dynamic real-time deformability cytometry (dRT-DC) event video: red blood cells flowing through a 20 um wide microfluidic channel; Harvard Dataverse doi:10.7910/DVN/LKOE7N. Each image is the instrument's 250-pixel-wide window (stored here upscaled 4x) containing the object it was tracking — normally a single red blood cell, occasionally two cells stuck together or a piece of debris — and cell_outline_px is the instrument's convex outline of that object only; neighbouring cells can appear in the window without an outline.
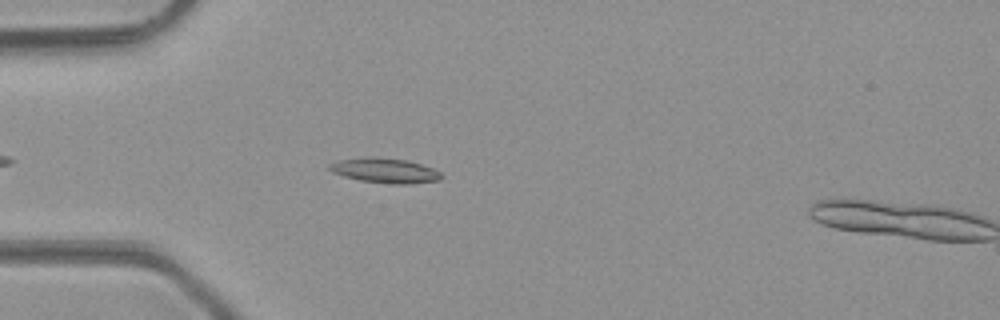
{"species": "common noctule bat (a hibernating species)", "species_latin": "Nyctalus noctula", "temperature_condition": "room temperature", "stored_images_in_passage": 38, "camera_frame_rate_fps": 3000, "um_per_image_px": 0.085, "animal": {"sex": "male", "body_mass_g": 23.1, "forearm_length_mm": 52.7}, "frame": {"image": 1, "passage_image": 3, "time_ms": 0.667, "image_size_px": [1000, 320], "cell_outline_px": [[444, 176], [440, 180], [408, 184], [392, 184], [360, 180], [344, 176], [332, 172], [328, 168], [328, 164], [336, 160], [364, 156], [372, 156], [408, 160], [432, 168], [440, 172]], "centroid_in_image_um": [32.69, 14.48], "position_along_channel_um": 52.3, "area_um2": 16.42}}
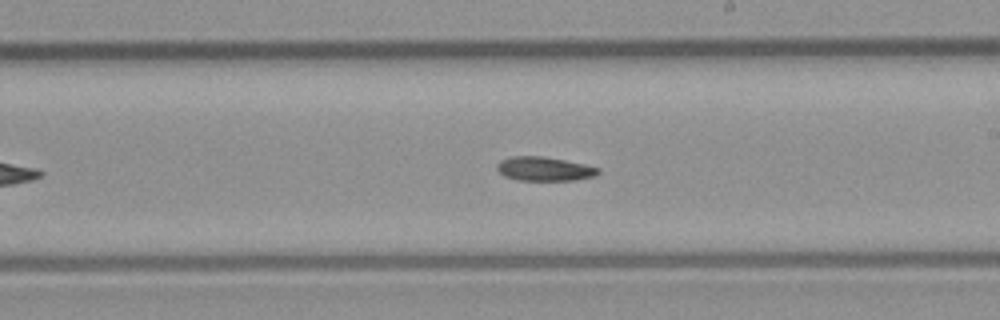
{"frame": {"image": 2, "passage_image": 17, "time_ms": 5.333, "image_size_px": [1000, 320], "cell_outline_px": [[600, 172], [596, 176], [576, 180], [516, 180], [504, 176], [496, 168], [496, 164], [500, 160], [512, 156], [544, 156], [584, 164], [600, 168]], "centroid_in_image_um": [46.27, 14.35], "position_along_channel_um": 242.7, "area_um2": 14.28}}
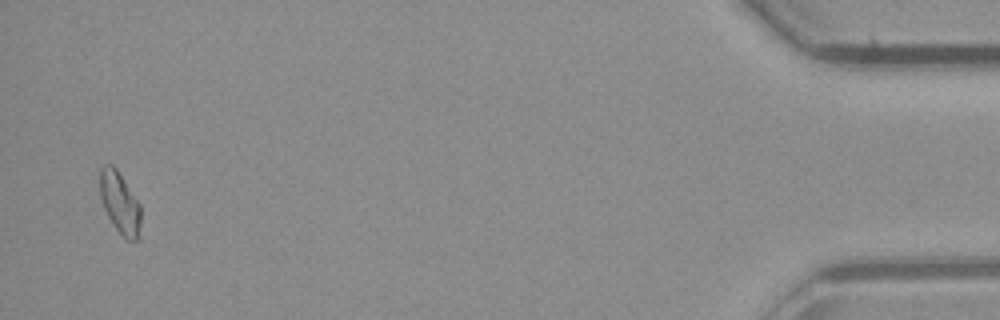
{"frame": {"image": 3, "passage_image": 36, "time_ms": 11.667, "image_size_px": [1000, 320], "cell_outline_px": [[140, 240], [124, 240], [108, 216], [104, 208], [100, 196], [100, 168], [104, 164], [112, 164], [116, 168], [140, 204]], "centroid_in_image_um": [10.19, 17.26], "position_along_channel_um": 425.0, "area_um2": 14.74}, "authors_computed_cell_mechanics": {"area_um2": 14.5078, "velocity_mm_per_s": 4.2879, "shape_relaxation_time_tau1_ms": null, "shape_relaxation_time_tau2_ms": 4.4692, "deformation_change_tau1": null, "deformation_change_tau2": 0.1029}}